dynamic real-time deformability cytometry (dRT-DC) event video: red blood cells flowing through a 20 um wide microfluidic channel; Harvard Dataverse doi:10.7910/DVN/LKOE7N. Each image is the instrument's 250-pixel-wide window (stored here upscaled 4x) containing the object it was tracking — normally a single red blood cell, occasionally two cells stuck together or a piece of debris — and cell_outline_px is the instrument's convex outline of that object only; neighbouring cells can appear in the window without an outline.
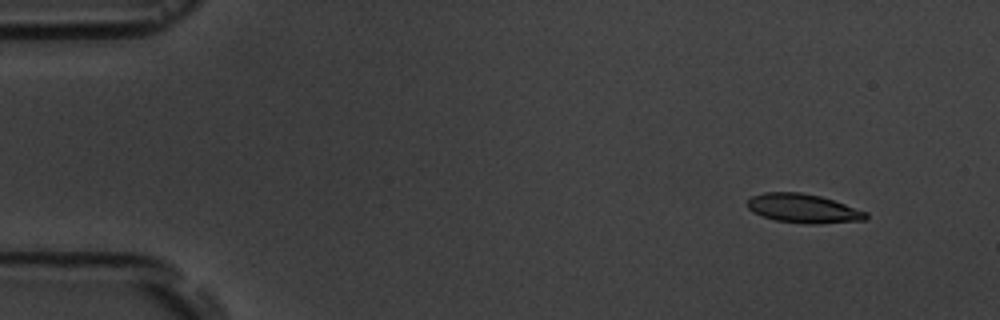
{"species": "common noctule bat (a hibernating species)", "species_latin": "Nyctalus noctula", "temperature_condition": "room temperature", "stored_images_in_passage": 5, "camera_frame_rate_fps": 3000, "um_per_image_px": 0.085, "animal": {"sex": "male", "body_mass_g": 19.5, "forearm_length_mm": 54.6}, "frame": {"image": 1, "passage_image": 1, "time_ms": 0.0, "image_size_px": [1000, 320], "cell_outline_px": [[868, 216], [864, 220], [820, 224], [804, 224], [776, 220], [752, 212], [748, 208], [748, 200], [752, 196], [764, 192], [800, 192], [820, 196], [868, 212]], "centroid_in_image_um": [68.28, 17.72], "position_along_channel_um": 16.7, "area_um2": 19.94}}
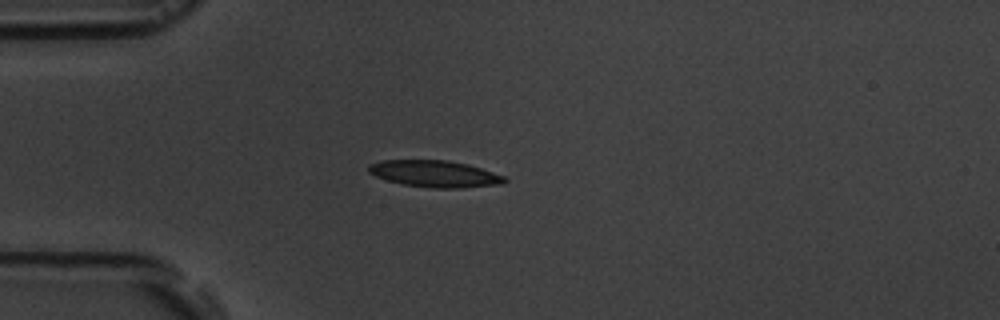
{"frame": {"image": 2, "passage_image": 4, "time_ms": 3.333, "image_size_px": [1000, 320], "cell_outline_px": [[508, 180], [504, 184], [460, 188], [432, 188], [404, 184], [388, 180], [376, 176], [368, 172], [368, 164], [380, 160], [448, 160], [468, 164], [504, 176]], "centroid_in_image_um": [36.96, 14.77], "position_along_channel_um": 48.0, "area_um2": 21.15}}